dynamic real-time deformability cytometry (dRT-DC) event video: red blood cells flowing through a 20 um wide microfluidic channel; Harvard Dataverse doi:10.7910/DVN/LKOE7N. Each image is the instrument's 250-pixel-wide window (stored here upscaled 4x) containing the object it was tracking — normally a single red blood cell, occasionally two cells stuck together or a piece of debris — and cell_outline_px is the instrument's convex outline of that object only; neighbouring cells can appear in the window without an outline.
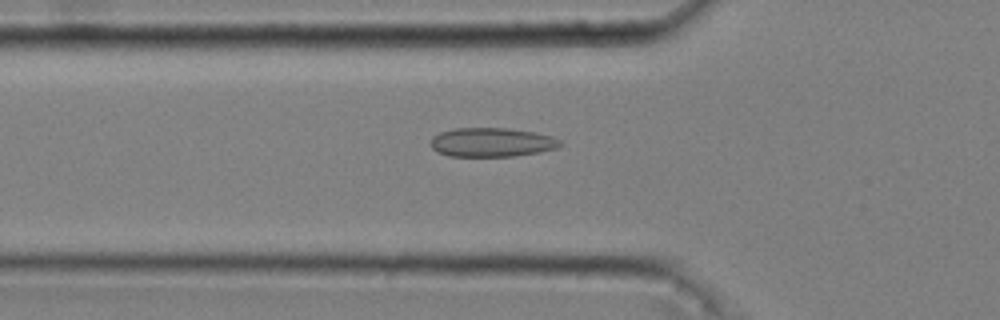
{"species": "common noctule bat (a hibernating species)", "species_latin": "Nyctalus noctula", "temperature_condition": "cold", "stored_images_in_passage": 41, "camera_frame_rate_fps": 3000, "um_per_image_px": 0.085, "animal": {"sex": "male", "body_mass_g": 20.4}, "frame": {"image": 1, "passage_image": 10, "time_ms": 3.0, "image_size_px": [1000, 320], "cell_outline_px": [[564, 144], [560, 148], [540, 152], [516, 156], [448, 156], [436, 152], [432, 148], [432, 136], [440, 132], [456, 128], [504, 128], [536, 132], [552, 136], [560, 140]], "centroid_in_image_um": [41.85, 12.1], "position_along_channel_um": 84.0, "area_um2": 22.14}}
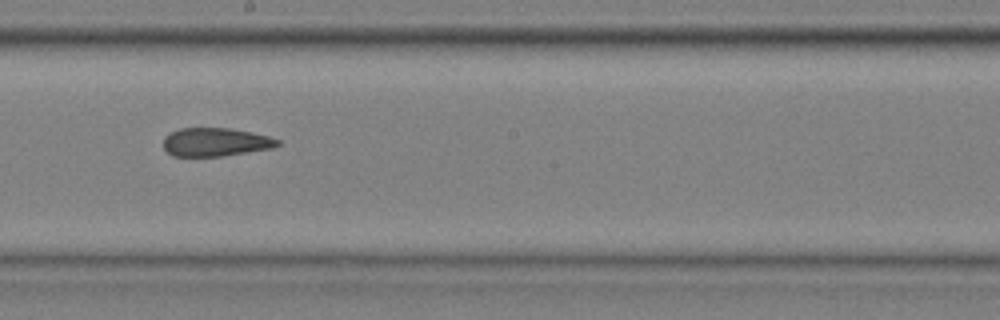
{"frame": {"image": 2, "passage_image": 22, "time_ms": 7.0, "image_size_px": [1000, 320], "cell_outline_px": [[280, 144], [272, 148], [220, 156], [172, 156], [164, 148], [164, 136], [180, 128], [228, 128], [252, 132], [268, 136], [280, 140]], "centroid_in_image_um": [18.31, 12.07], "position_along_channel_um": 229.9, "area_um2": 18.79}}
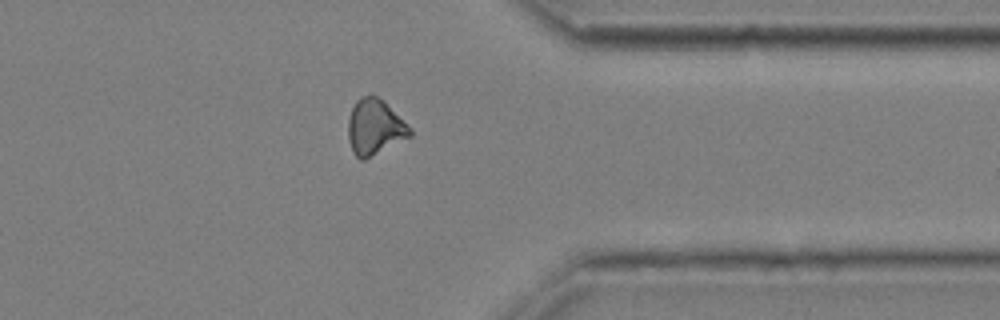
{"frame": {"image": 3, "passage_image": 35, "time_ms": 11.333, "image_size_px": [1000, 320], "cell_outline_px": [[412, 136], [364, 160], [360, 160], [352, 152], [348, 140], [348, 120], [352, 108], [356, 100], [360, 96], [372, 92], [384, 100], [412, 128]], "centroid_in_image_um": [31.86, 10.77], "position_along_channel_um": 379.5, "area_um2": 20.52}, "authors_computed_cell_mechanics": {"area_um2": 19.8832, "velocity_mm_per_s": 3.6401, "shape_relaxation_time_tau1_ms": null, "shape_relaxation_time_tau2_ms": 2.9988, "deformation_change_tau1": null, "deformation_change_tau2": 0.0957}}